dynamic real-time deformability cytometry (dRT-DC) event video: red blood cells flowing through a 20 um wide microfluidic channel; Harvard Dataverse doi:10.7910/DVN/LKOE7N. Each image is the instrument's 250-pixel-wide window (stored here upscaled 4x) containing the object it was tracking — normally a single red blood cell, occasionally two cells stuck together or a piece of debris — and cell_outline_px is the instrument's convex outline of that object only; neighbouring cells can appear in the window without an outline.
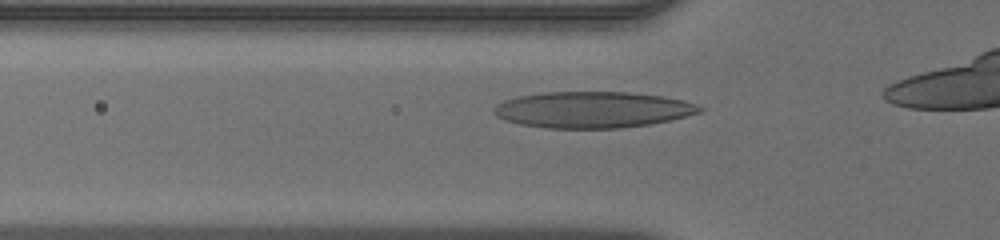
{"species": "human", "species_latin": "Homo sapiens", "temperature_condition": "warm", "stored_images_in_passage": 28, "camera_frame_rate_fps": 3000, "um_per_image_px": 0.085, "donor": {"sex": "male"}, "frame": {"image": 1, "passage_image": 4, "time_ms": 1.0, "image_size_px": [1000, 240], "cell_outline_px": [[704, 108], [700, 112], [668, 120], [648, 124], [620, 128], [548, 128], [520, 124], [504, 120], [496, 116], [492, 112], [492, 108], [496, 104], [504, 100], [520, 96], [544, 92], [628, 92], [664, 96], [684, 100], [696, 104]], "centroid_in_image_um": [50.33, 9.32], "position_along_channel_um": 75.5, "area_um2": 43.41}}
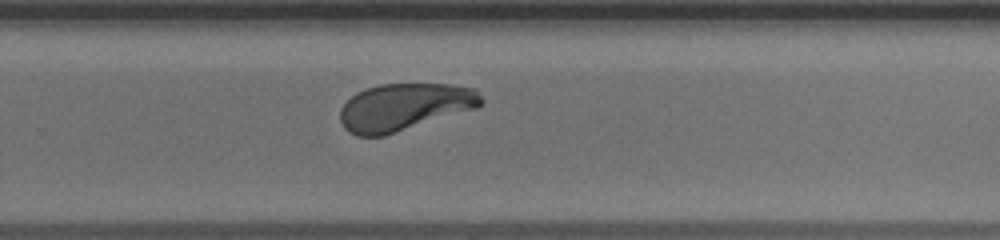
{"frame": {"image": 2, "passage_image": 20, "time_ms": 6.333, "image_size_px": [1000, 240], "cell_outline_px": [[484, 100], [476, 108], [384, 136], [356, 136], [348, 132], [344, 128], [340, 120], [340, 108], [356, 92], [380, 84], [452, 84], [476, 88]], "centroid_in_image_um": [34.37, 9.09], "position_along_channel_um": 295.4, "area_um2": 38.84}}
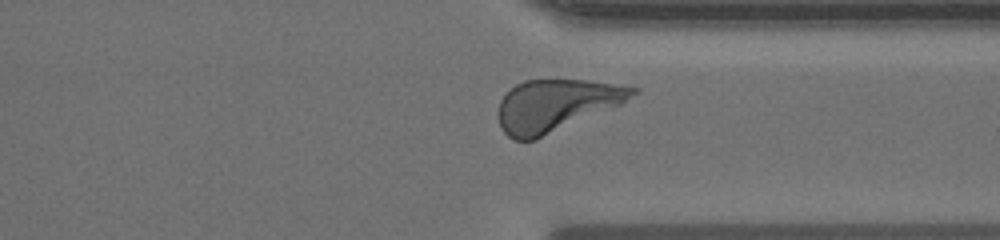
{"frame": {"image": 3, "passage_image": 25, "time_ms": 8.0, "image_size_px": [1000, 240], "cell_outline_px": [[640, 92], [620, 104], [536, 140], [512, 140], [500, 128], [500, 100], [516, 84], [524, 80], [584, 80], [640, 88]], "centroid_in_image_um": [47.26, 8.96], "position_along_channel_um": 364.1, "area_um2": 40.06}}